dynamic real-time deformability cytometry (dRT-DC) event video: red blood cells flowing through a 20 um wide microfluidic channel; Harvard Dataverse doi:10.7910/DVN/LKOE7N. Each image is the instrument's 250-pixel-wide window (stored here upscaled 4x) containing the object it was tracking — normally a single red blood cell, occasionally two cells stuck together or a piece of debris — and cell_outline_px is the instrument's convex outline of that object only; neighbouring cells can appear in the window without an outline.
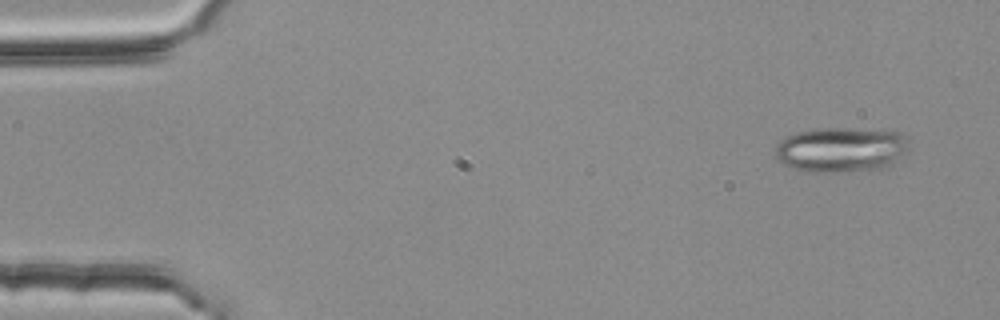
{"species": "common noctule bat (a hibernating species)", "species_latin": "Nyctalus noctula", "temperature_condition": "room temperature", "stored_images_in_passage": 4, "camera_frame_rate_fps": 3000, "um_per_image_px": 0.085, "animal": {"sex": "female", "body_mass_g": 25.1}, "frame": {"image": 1, "passage_image": 1, "time_ms": 0.0, "image_size_px": [1000, 320], "cell_outline_px": [[908, 152], [888, 168], [848, 172], [808, 172], [792, 168], [776, 160], [776, 144], [780, 140], [796, 132], [816, 128], [844, 128], [900, 132], [908, 140]], "centroid_in_image_um": [71.51, 12.74], "position_along_channel_um": 13.5, "area_um2": 35.6}}